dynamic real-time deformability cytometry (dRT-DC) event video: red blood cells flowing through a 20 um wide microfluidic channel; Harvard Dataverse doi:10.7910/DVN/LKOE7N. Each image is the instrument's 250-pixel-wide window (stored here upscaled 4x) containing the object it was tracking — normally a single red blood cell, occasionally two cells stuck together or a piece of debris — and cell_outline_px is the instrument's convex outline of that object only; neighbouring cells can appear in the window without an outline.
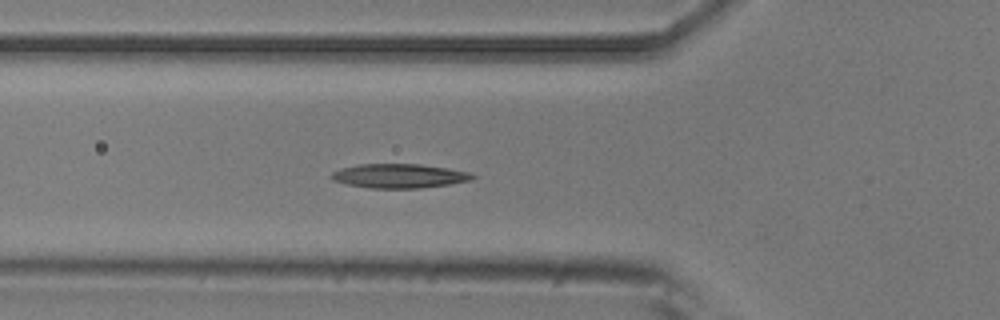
{"species": "common noctule bat (a hibernating species)", "species_latin": "Nyctalus noctula", "temperature_condition": "room temperature", "stored_images_in_passage": 43, "camera_frame_rate_fps": 3000, "um_per_image_px": 0.085, "animal": {"sex": "male", "body_mass_g": 20.5, "forearm_length_mm": 52.5}, "frame": {"image": 1, "passage_image": 9, "time_ms": 2.667, "image_size_px": [1000, 320], "cell_outline_px": [[476, 176], [468, 180], [448, 184], [420, 188], [372, 188], [348, 184], [332, 180], [328, 176], [332, 172], [344, 168], [360, 164], [420, 164], [472, 172]], "centroid_in_image_um": [33.92, 14.95], "position_along_channel_um": 91.9, "area_um2": 19.65}}
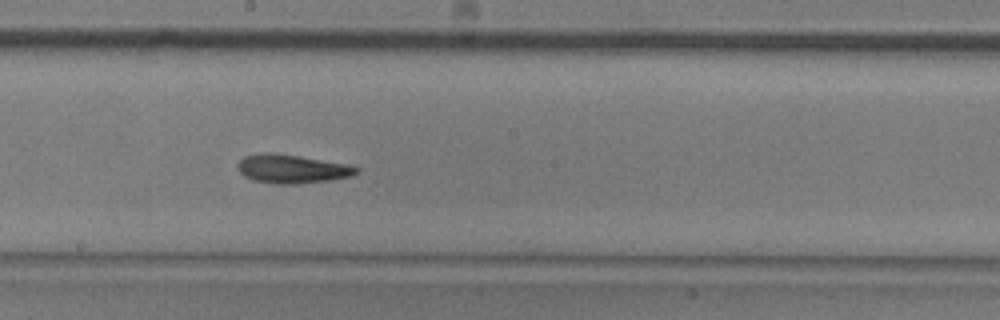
{"frame": {"image": 2, "passage_image": 19, "time_ms": 6.0, "image_size_px": [1000, 320], "cell_outline_px": [[360, 172], [352, 176], [328, 180], [296, 184], [276, 184], [252, 180], [244, 176], [240, 172], [236, 164], [244, 156], [264, 152], [272, 152], [300, 156], [348, 164], [360, 168]], "centroid_in_image_um": [24.82, 14.35], "position_along_channel_um": 223.4, "area_um2": 20.0}}
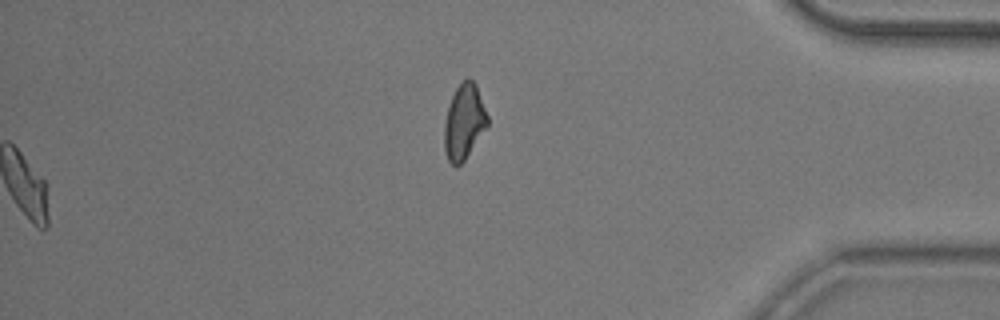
{"frame": {"image": 3, "passage_image": 43, "time_ms": 14.0, "image_size_px": [1000, 320], "cell_outline_px": [[488, 124], [464, 160], [460, 164], [452, 164], [448, 160], [444, 148], [444, 124], [448, 108], [452, 96], [456, 88], [468, 76], [476, 84], [488, 116]], "centroid_in_image_um": [39.44, 10.33], "position_along_channel_um": 395.8, "area_um2": 18.55}, "authors_computed_cell_mechanics": {"area_um2": 19.1318, "velocity_mm_per_s": 3.9213, "shape_relaxation_time_tau1_ms": 4.6523, "shape_relaxation_time_tau2_ms": 3.0637, "deformation_change_tau1": 0.1369, "deformation_change_tau2": 0.0999}}